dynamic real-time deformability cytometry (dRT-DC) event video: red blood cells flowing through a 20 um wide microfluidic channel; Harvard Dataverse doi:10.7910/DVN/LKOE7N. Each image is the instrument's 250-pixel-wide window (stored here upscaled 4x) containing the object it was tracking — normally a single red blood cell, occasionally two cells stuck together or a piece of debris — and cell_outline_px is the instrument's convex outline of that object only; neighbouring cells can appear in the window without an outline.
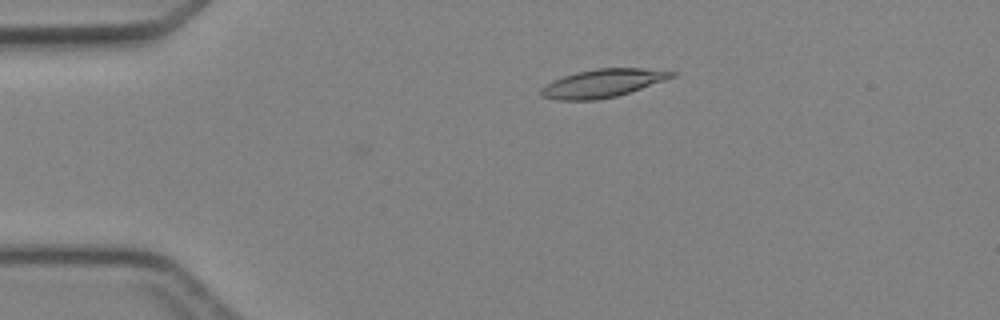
{"species": "Egyptian fruit bat (a non-hibernating species)", "species_latin": "Rousettus aegyptiacus", "temperature_condition": "cold", "stored_images_in_passage": 2, "camera_frame_rate_fps": 3000, "um_per_image_px": 0.085, "animal": {"sex": "female"}, "frame": {"image": 1, "passage_image": 2, "time_ms": 1.333, "image_size_px": [1000, 320], "cell_outline_px": [[676, 76], [616, 96], [596, 100], [556, 100], [540, 96], [540, 88], [552, 80], [576, 72], [596, 68], [640, 68], [676, 72]], "centroid_in_image_um": [51.16, 7.08], "position_along_channel_um": 33.8, "area_um2": 21.27}}